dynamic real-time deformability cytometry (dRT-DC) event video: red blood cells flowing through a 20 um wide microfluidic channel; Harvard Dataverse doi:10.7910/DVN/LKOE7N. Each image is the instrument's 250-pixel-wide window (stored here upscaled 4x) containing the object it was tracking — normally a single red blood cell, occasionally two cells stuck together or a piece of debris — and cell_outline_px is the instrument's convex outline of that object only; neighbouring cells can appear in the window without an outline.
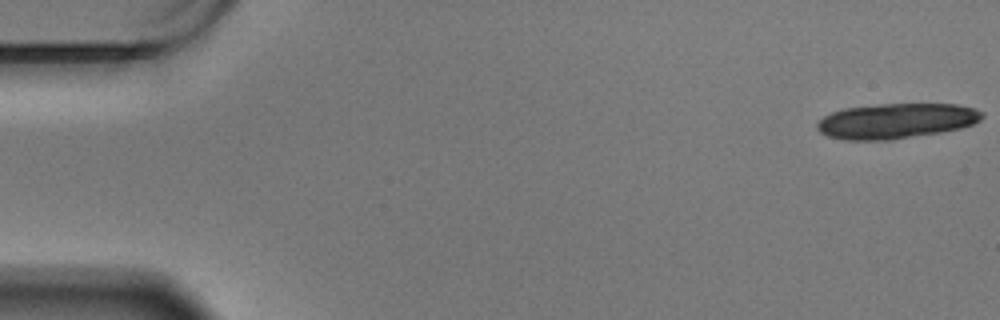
{"species": "Egyptian fruit bat (a non-hibernating species)", "species_latin": "Rousettus aegyptiacus", "temperature_condition": "warm", "stored_images_in_passage": 20, "camera_frame_rate_fps": 3000, "um_per_image_px": 0.085, "animal": {"sex": "male"}, "frame": {"image": 1, "passage_image": 1, "time_ms": 0.0, "image_size_px": [1000, 320], "cell_outline_px": [[984, 116], [980, 120], [972, 124], [960, 128], [940, 132], [888, 140], [848, 140], [828, 136], [820, 132], [816, 128], [816, 124], [824, 116], [832, 112], [844, 108], [880, 104], [956, 104], [972, 108], [984, 112]], "centroid_in_image_um": [76.16, 10.27], "position_along_channel_um": 8.8, "area_um2": 33.64}}